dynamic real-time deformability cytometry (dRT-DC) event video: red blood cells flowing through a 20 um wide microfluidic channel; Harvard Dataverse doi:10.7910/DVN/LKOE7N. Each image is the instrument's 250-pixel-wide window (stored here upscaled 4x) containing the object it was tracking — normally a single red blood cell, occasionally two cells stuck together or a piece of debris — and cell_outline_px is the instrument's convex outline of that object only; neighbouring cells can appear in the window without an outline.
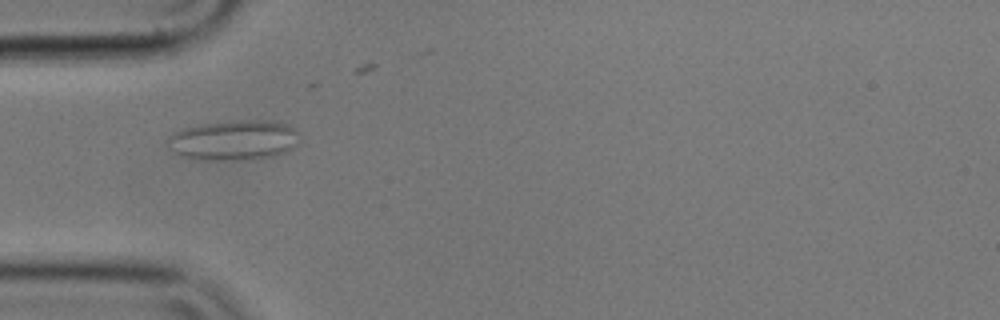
{"species": "common noctule bat (a hibernating species)", "species_latin": "Nyctalus noctula", "temperature_condition": "cold", "stored_images_in_passage": 54, "camera_frame_rate_fps": 3000, "um_per_image_px": 0.085, "animal": {"sex": "male", "body_mass_g": 17.9}, "frame": {"image": 1, "passage_image": 14, "time_ms": 4.333, "image_size_px": [1000, 320], "cell_outline_px": [[296, 144], [292, 148], [284, 152], [272, 156], [256, 160], [204, 160], [188, 156], [176, 152], [168, 140], [168, 136], [172, 132], [184, 128], [200, 124], [232, 120], [272, 120], [288, 124], [296, 128]], "centroid_in_image_um": [19.92, 11.9], "position_along_channel_um": 65.1, "area_um2": 30.69}}
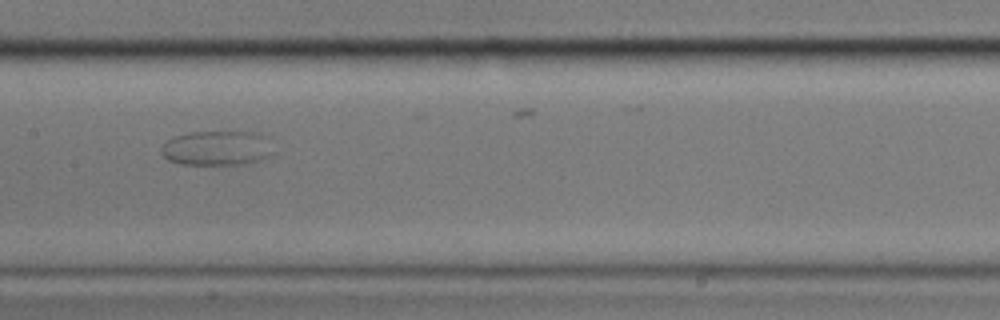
{"frame": {"image": 2, "passage_image": 25, "time_ms": 8.0, "image_size_px": [1000, 320], "cell_outline_px": [[276, 152], [272, 156], [260, 160], [244, 164], [180, 164], [168, 160], [160, 152], [160, 148], [168, 140], [176, 136], [188, 132], [260, 132], [264, 136]], "centroid_in_image_um": [18.48, 12.59], "position_along_channel_um": 188.9, "area_um2": 22.83}}
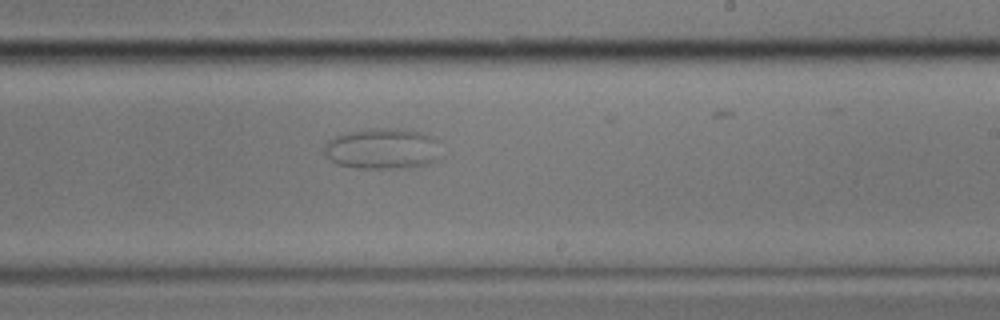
{"frame": {"image": 3, "passage_image": 31, "time_ms": 10.0, "image_size_px": [1000, 320], "cell_outline_px": [[444, 156], [428, 164], [408, 168], [356, 168], [336, 164], [328, 160], [324, 156], [324, 144], [328, 140], [336, 136], [348, 132], [368, 128], [400, 128], [420, 132], [432, 136], [440, 140]], "centroid_in_image_um": [32.57, 12.64], "position_along_channel_um": 256.4, "area_um2": 28.78}}